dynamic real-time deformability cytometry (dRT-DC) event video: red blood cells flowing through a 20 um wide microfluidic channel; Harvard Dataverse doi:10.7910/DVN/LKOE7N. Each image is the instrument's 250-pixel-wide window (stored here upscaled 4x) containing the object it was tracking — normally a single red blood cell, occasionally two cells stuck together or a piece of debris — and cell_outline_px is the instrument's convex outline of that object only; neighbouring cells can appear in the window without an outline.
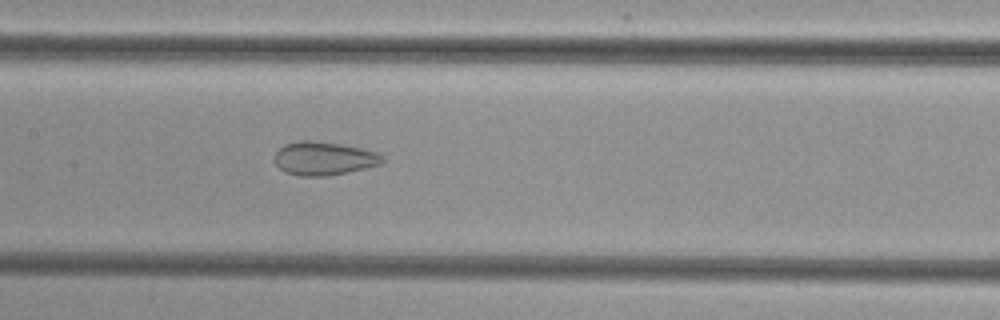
{"species": "common noctule bat (a hibernating species)", "species_latin": "Nyctalus noctula", "temperature_condition": "cold", "stored_images_in_passage": 39, "camera_frame_rate_fps": 3000, "um_per_image_px": 0.085, "animal": {"sex": "female", "body_mass_g": 29.2, "forearm_length_mm": 56.3}, "frame": {"image": 1, "passage_image": 13, "time_ms": 4.0, "image_size_px": [1000, 320], "cell_outline_px": [[384, 164], [328, 176], [300, 176], [284, 172], [276, 164], [276, 152], [284, 144], [300, 140], [312, 140], [340, 144], [360, 148], [376, 152], [384, 156]], "centroid_in_image_um": [27.55, 13.47], "position_along_channel_um": 179.9, "area_um2": 21.04}}
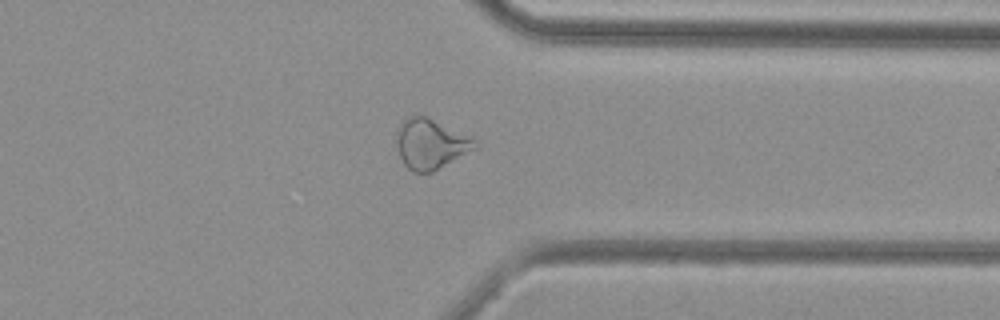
{"frame": {"image": 2, "passage_image": 28, "time_ms": 9.0, "image_size_px": [1000, 320], "cell_outline_px": [[480, 144], [476, 148], [432, 172], [412, 172], [404, 164], [400, 156], [396, 140], [396, 136], [400, 124], [408, 116], [424, 116], [476, 140]], "centroid_in_image_um": [36.58, 12.25], "position_along_channel_um": 374.8, "area_um2": 22.25}}
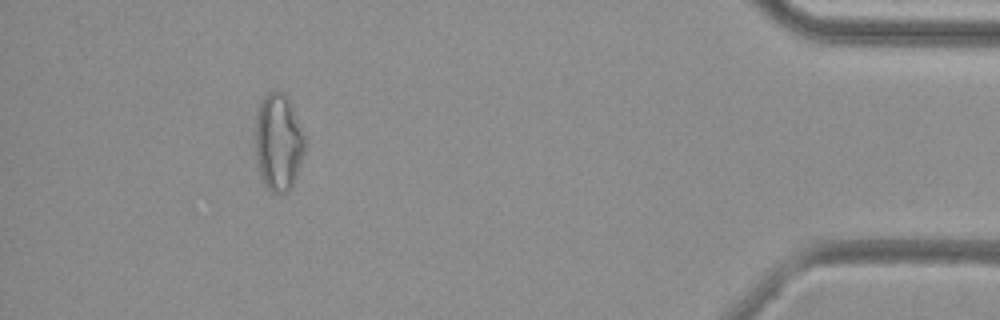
{"frame": {"image": 3, "passage_image": 35, "time_ms": 11.333, "image_size_px": [1000, 320], "cell_outline_px": [[304, 152], [292, 188], [288, 192], [280, 196], [272, 192], [264, 184], [260, 172], [256, 156], [256, 120], [260, 104], [264, 96], [268, 92], [280, 92], [284, 96], [304, 136]], "centroid_in_image_um": [23.64, 12.21], "position_along_channel_um": 411.6, "area_um2": 27.11}}